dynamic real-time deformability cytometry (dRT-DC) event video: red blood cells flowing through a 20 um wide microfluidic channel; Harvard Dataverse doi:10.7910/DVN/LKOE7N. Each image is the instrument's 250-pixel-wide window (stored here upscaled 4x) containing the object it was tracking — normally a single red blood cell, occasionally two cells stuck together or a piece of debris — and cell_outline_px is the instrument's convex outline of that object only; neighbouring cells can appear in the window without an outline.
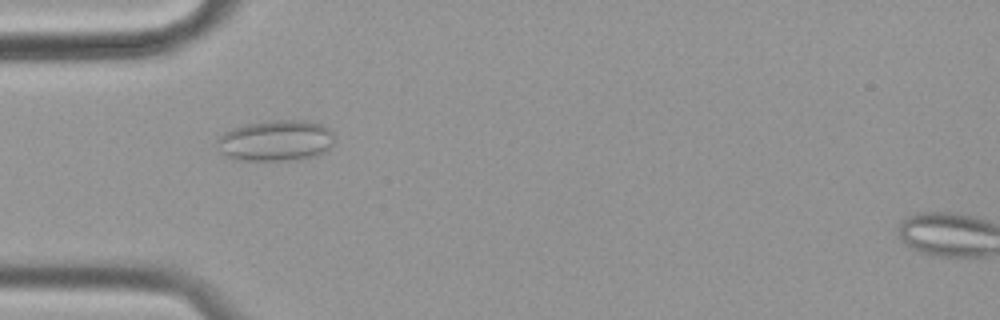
{"species": "common noctule bat (a hibernating species)", "species_latin": "Nyctalus noctula", "temperature_condition": "cold", "stored_images_in_passage": 55, "camera_frame_rate_fps": 3000, "um_per_image_px": 0.085, "animal": {"sex": "female", "body_mass_g": 19.9}, "frame": {"image": 1, "passage_image": 15, "time_ms": 4.667, "image_size_px": [1000, 320], "cell_outline_px": [[332, 144], [324, 152], [316, 156], [288, 160], [240, 160], [224, 156], [220, 152], [216, 140], [224, 132], [232, 128], [244, 124], [272, 120], [312, 120], [328, 128], [332, 132]], "centroid_in_image_um": [23.41, 11.94], "position_along_channel_um": 61.6, "area_um2": 28.09}}
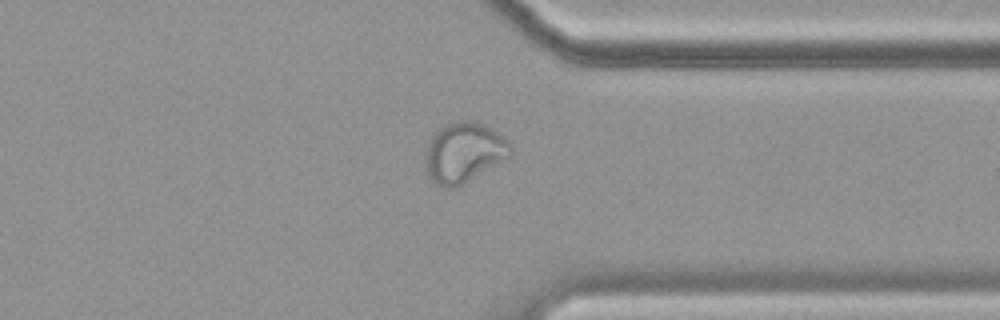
{"frame": {"image": 2, "passage_image": 42, "time_ms": 13.667, "image_size_px": [1000, 320], "cell_outline_px": [[512, 156], [460, 184], [452, 188], [448, 188], [436, 184], [428, 176], [428, 144], [432, 136], [440, 128], [448, 124], [460, 120], [468, 120], [484, 124], [492, 128], [508, 140], [512, 148]], "centroid_in_image_um": [39.49, 12.93], "position_along_channel_um": 371.9, "area_um2": 29.07}}
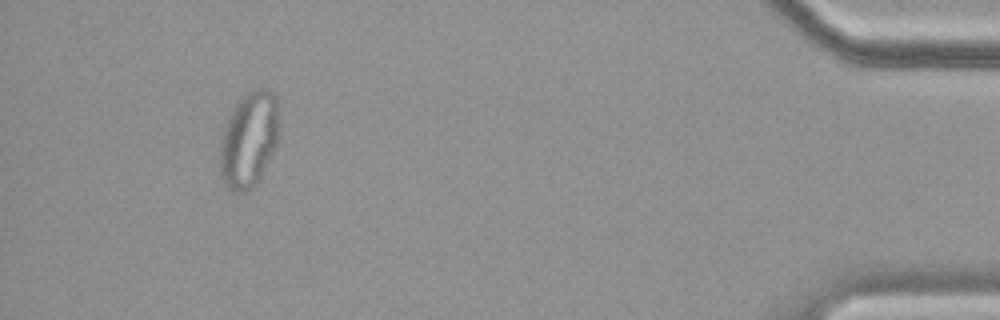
{"frame": {"image": 3, "passage_image": 51, "time_ms": 16.667, "image_size_px": [1000, 320], "cell_outline_px": [[276, 148], [256, 180], [248, 192], [236, 192], [228, 188], [220, 172], [220, 152], [224, 132], [228, 116], [232, 108], [252, 88], [264, 88], [272, 92], [276, 96]], "centroid_in_image_um": [21.13, 11.85], "position_along_channel_um": 414.1, "area_um2": 31.85}, "authors_computed_cell_mechanics": {"area_um2": 29.0734, "velocity_mm_per_s": 3.4908, "shape_relaxation_time_tau1_ms": null, "shape_relaxation_time_tau2_ms": 1.4939, "deformation_change_tau1": null, "deformation_change_tau2": 0.0655}}